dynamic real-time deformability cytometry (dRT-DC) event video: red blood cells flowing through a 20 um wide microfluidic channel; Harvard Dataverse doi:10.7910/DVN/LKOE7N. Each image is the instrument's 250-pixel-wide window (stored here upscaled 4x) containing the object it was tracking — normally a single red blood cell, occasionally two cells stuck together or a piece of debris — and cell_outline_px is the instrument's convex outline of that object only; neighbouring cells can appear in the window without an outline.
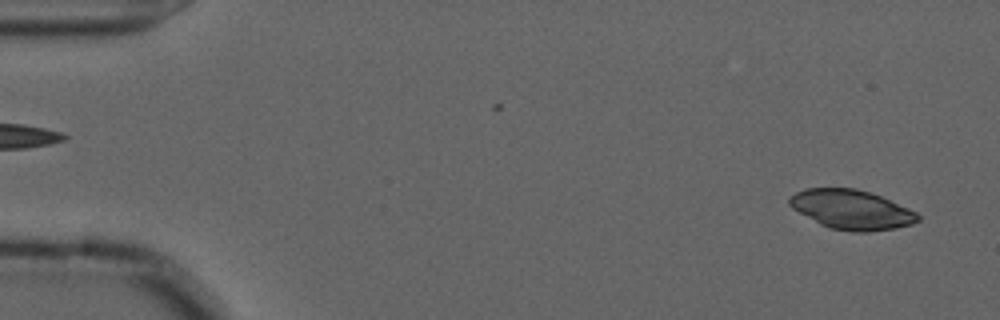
{"species": "common noctule bat (a hibernating species)", "species_latin": "Nyctalus noctula", "temperature_condition": "cold", "stored_images_in_passage": 53, "camera_frame_rate_fps": 3000, "um_per_image_px": 0.085, "animal": {"sex": "male", "forearm_length_mm": 52.5}, "frame": {"image": 1, "passage_image": 2, "time_ms": 0.333, "image_size_px": [1000, 320], "cell_outline_px": [[920, 220], [912, 224], [896, 228], [868, 232], [852, 232], [832, 228], [820, 224], [792, 208], [788, 204], [788, 196], [804, 188], [856, 188], [880, 196], [908, 208], [916, 212], [920, 216]], "centroid_in_image_um": [72.36, 17.81], "position_along_channel_um": 12.6, "area_um2": 29.48}}